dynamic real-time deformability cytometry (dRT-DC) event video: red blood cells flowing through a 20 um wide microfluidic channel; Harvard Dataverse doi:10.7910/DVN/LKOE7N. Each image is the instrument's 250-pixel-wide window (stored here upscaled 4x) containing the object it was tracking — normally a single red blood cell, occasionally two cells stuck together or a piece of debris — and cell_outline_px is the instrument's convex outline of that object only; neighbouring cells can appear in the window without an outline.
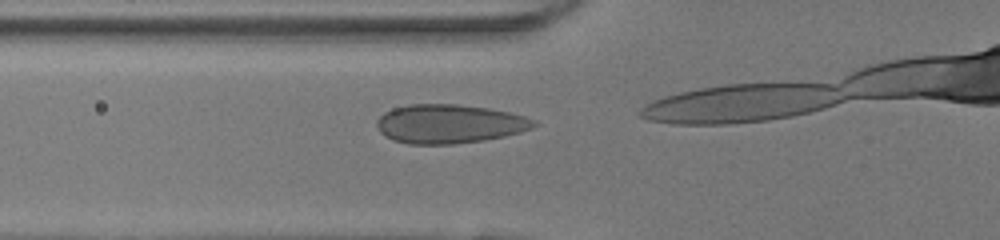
{"species": "human", "species_latin": "Homo sapiens", "temperature_condition": "room temperature", "stored_images_in_passage": 5, "camera_frame_rate_fps": 3000, "um_per_image_px": 0.085, "donor": {"sex": "female"}, "frame": {"image": 1, "passage_image": 2, "time_ms": 0.333, "image_size_px": [1000, 240], "cell_outline_px": [[540, 124], [532, 128], [520, 132], [504, 136], [484, 140], [452, 144], [408, 144], [392, 140], [384, 136], [380, 132], [376, 124], [376, 120], [384, 112], [392, 108], [408, 104], [456, 104], [488, 108], [508, 112], [524, 116], [536, 120]], "centroid_in_image_um": [38.18, 10.53], "position_along_channel_um": 87.6, "area_um2": 35.84}}